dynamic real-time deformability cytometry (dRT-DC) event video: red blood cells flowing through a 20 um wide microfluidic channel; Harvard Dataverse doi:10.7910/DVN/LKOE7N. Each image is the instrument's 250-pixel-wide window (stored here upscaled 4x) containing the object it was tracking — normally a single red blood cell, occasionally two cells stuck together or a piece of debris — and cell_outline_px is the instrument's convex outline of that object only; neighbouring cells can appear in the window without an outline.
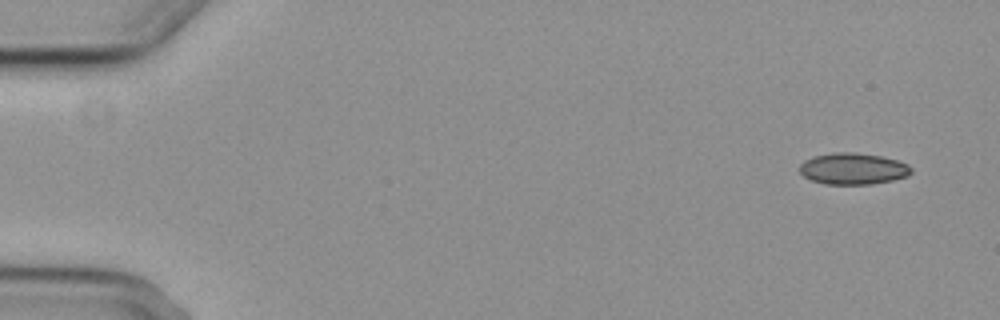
{"species": "common noctule bat (a hibernating species)", "species_latin": "Nyctalus noctula", "temperature_condition": "cold", "stored_images_in_passage": 6, "segment_of_instrument_passage": [1, 2], "camera_frame_rate_fps": 3000, "um_per_image_px": 0.085, "animal": {"sex": "female", "body_mass_g": 29.2, "forearm_length_mm": 56.3}, "frame": {"image": 1, "passage_image": 1, "time_ms": 0.0, "image_size_px": [1000, 320], "cell_outline_px": [[912, 172], [908, 176], [892, 180], [872, 184], [824, 184], [812, 180], [804, 176], [800, 172], [800, 164], [804, 160], [812, 156], [832, 152], [856, 152], [880, 156], [896, 160], [908, 164], [912, 168]], "centroid_in_image_um": [72.5, 14.33], "position_along_channel_um": 12.5, "area_um2": 20.58}}
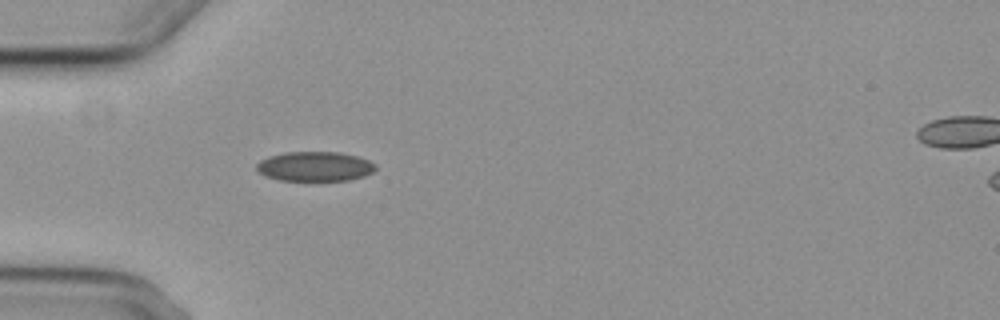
{"frame": {"image": 2, "passage_image": 5, "time_ms": 4.667, "image_size_px": [1000, 320], "cell_outline_px": [[376, 168], [372, 172], [364, 176], [348, 180], [308, 184], [280, 180], [264, 176], [256, 168], [256, 164], [260, 160], [268, 156], [284, 152], [340, 152], [356, 156], [368, 160], [376, 164]], "centroid_in_image_um": [26.73, 14.19], "position_along_channel_um": 58.3, "area_um2": 21.5}}